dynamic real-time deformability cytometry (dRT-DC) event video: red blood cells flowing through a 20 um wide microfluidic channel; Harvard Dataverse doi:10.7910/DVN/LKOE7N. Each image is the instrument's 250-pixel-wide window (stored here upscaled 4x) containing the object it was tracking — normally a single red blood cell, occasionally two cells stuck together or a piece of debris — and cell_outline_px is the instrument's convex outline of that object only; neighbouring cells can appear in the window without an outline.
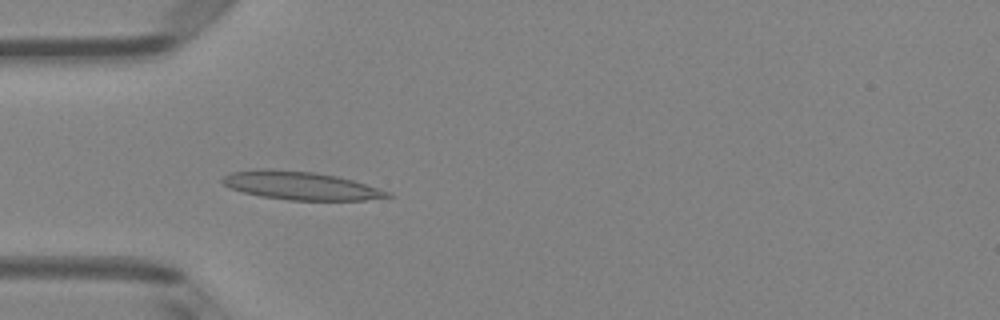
{"species": "Egyptian fruit bat (a non-hibernating species)", "species_latin": "Rousettus aegyptiacus", "temperature_condition": "room temperature", "stored_images_in_passage": 4, "camera_frame_rate_fps": 3000, "um_per_image_px": 0.085, "animal": {"sex": "female"}, "frame": {"image": 1, "passage_image": 4, "time_ms": 1.0, "image_size_px": [1000, 320], "cell_outline_px": [[392, 196], [364, 200], [288, 200], [260, 196], [244, 192], [232, 188], [224, 184], [220, 180], [224, 176], [232, 172], [256, 168], [268, 168], [312, 172], [336, 176], [352, 180], [380, 188], [392, 192]], "centroid_in_image_um": [25.55, 15.77], "position_along_channel_um": 59.5, "area_um2": 27.11}}